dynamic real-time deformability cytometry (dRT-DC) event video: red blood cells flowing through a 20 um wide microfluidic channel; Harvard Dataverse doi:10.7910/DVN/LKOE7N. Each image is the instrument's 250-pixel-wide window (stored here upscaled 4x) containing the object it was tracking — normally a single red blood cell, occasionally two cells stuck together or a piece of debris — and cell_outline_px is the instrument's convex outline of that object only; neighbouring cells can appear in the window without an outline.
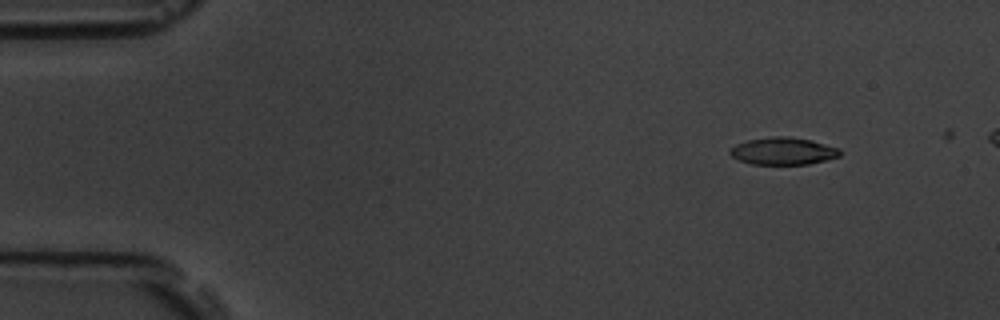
{"species": "common noctule bat (a hibernating species)", "species_latin": "Nyctalus noctula", "temperature_condition": "room temperature", "stored_images_in_passage": 5, "camera_frame_rate_fps": 3000, "um_per_image_px": 0.085, "animal": {"sex": "male", "body_mass_g": 19.5, "forearm_length_mm": 54.6}, "frame": {"image": 1, "passage_image": 2, "time_ms": 1.333, "image_size_px": [1000, 320], "cell_outline_px": [[840, 156], [808, 164], [752, 164], [740, 160], [732, 156], [728, 152], [728, 148], [736, 144], [748, 140], [772, 136], [788, 136], [812, 140], [840, 148]], "centroid_in_image_um": [66.55, 12.83], "position_along_channel_um": 18.5, "area_um2": 17.51}}